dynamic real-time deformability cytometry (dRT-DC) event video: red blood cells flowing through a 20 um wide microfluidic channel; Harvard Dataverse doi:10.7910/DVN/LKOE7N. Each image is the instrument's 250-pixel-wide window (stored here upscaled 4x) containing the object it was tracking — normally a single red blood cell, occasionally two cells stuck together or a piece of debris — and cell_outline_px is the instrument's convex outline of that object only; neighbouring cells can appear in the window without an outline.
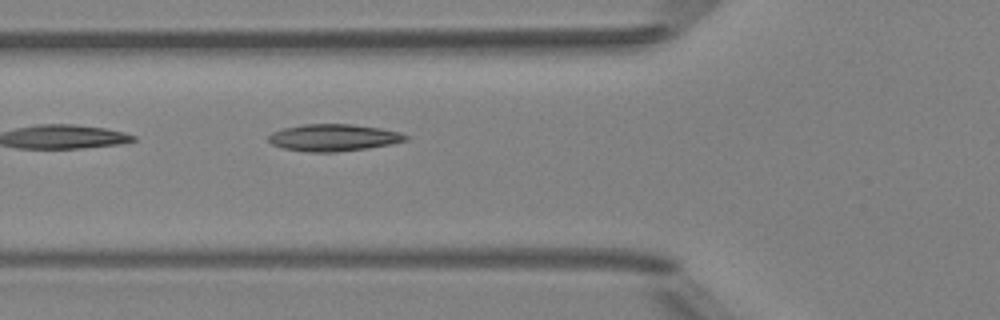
{"species": "Egyptian fruit bat (a non-hibernating species)", "species_latin": "Rousettus aegyptiacus", "temperature_condition": "room temperature", "stored_images_in_passage": 2, "camera_frame_rate_fps": 3000, "um_per_image_px": 0.085, "animal": {"sex": "female"}, "frame": {"image": 1, "passage_image": 2, "time_ms": 1.0, "image_size_px": [1000, 320], "cell_outline_px": [[412, 136], [408, 140], [368, 148], [336, 152], [308, 152], [284, 148], [272, 144], [268, 140], [268, 136], [272, 132], [284, 128], [304, 124], [352, 124], [380, 128], [400, 132]], "centroid_in_image_um": [28.38, 11.69], "position_along_channel_um": 97.4, "area_um2": 21.56}}